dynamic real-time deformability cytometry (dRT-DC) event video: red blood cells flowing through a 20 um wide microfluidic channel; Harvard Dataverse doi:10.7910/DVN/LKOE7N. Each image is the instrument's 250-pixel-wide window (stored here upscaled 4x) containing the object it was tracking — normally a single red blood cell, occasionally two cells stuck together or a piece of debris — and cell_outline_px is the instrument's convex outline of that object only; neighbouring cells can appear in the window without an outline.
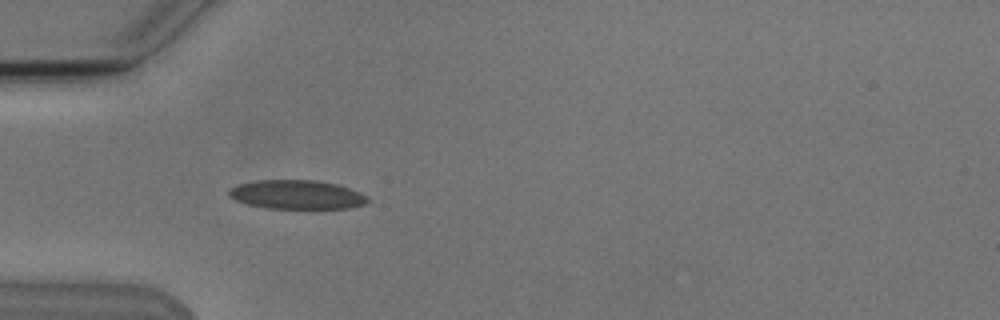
{"species": "Egyptian fruit bat (a non-hibernating species)", "species_latin": "Rousettus aegyptiacus", "temperature_condition": "cold", "stored_images_in_passage": 4, "camera_frame_rate_fps": 3000, "um_per_image_px": 0.085, "animal": {"sex": "male"}, "frame": {"image": 1, "passage_image": 3, "time_ms": 3.333, "image_size_px": [1000, 320], "cell_outline_px": [[372, 200], [368, 204], [352, 208], [268, 208], [248, 204], [236, 200], [228, 196], [228, 188], [236, 184], [256, 180], [316, 180], [336, 184], [360, 192], [368, 196]], "centroid_in_image_um": [25.25, 16.54], "position_along_channel_um": 59.7, "area_um2": 23.7}}